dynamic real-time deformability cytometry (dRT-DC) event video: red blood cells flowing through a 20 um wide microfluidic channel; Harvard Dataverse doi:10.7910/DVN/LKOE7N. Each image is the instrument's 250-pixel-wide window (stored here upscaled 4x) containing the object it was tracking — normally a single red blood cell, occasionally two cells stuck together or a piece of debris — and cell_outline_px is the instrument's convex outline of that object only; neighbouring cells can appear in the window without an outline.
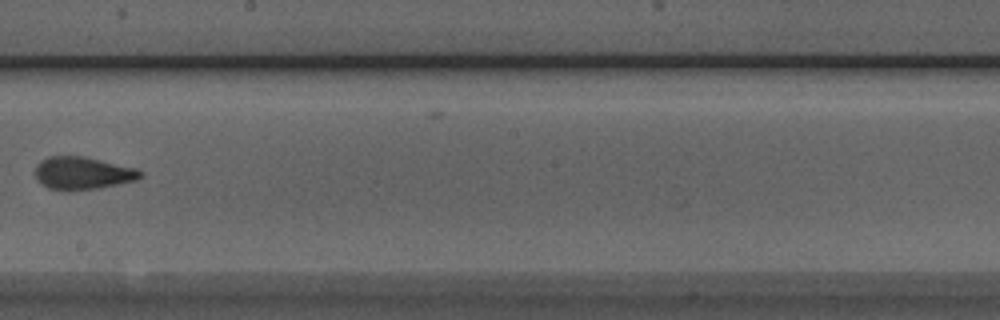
{"species": "Egyptian fruit bat (a non-hibernating species)", "species_latin": "Rousettus aegyptiacus", "temperature_condition": "room temperature", "stored_images_in_passage": 6, "camera_frame_rate_fps": 3000, "um_per_image_px": 0.085, "animal": {"sex": "male"}, "frame": {"image": 1, "passage_image": 5, "time_ms": 4.667, "image_size_px": [1000, 320], "cell_outline_px": [[144, 176], [136, 180], [100, 188], [68, 192], [48, 188], [40, 184], [36, 180], [32, 172], [36, 164], [40, 160], [48, 156], [80, 156], [100, 160], [136, 168], [144, 172]], "centroid_in_image_um": [6.96, 14.74], "position_along_channel_um": 241.2, "area_um2": 20.58}}
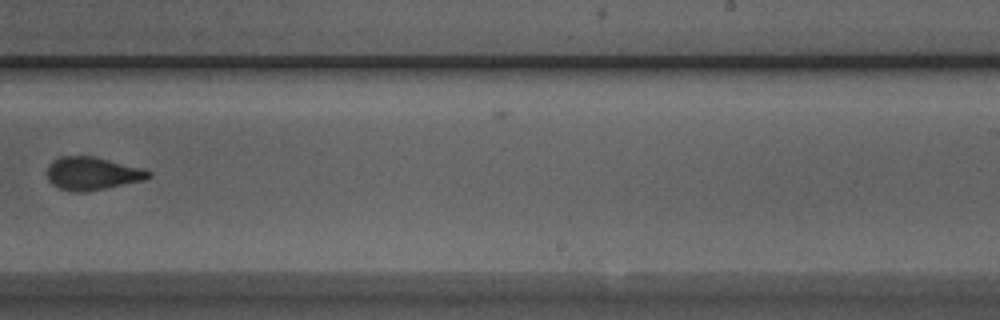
{"frame": {"image": 2, "passage_image": 6, "time_ms": 5.667, "image_size_px": [1000, 320], "cell_outline_px": [[152, 176], [144, 180], [88, 192], [72, 192], [60, 188], [52, 184], [48, 180], [48, 164], [52, 160], [60, 156], [92, 156], [144, 168], [152, 172]], "centroid_in_image_um": [7.85, 14.75], "position_along_channel_um": 281.1, "area_um2": 19.65}}